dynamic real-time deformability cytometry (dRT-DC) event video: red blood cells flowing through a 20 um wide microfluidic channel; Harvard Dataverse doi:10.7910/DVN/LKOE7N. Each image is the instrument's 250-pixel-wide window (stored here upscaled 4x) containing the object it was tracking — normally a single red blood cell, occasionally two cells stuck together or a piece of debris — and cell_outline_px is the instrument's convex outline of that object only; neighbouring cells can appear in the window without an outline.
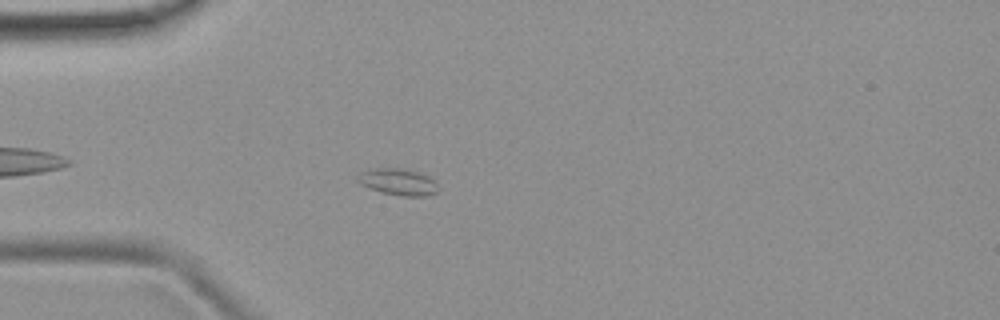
{"species": "common noctule bat (a hibernating species)", "species_latin": "Nyctalus noctula", "temperature_condition": "room temperature", "stored_images_in_passage": 43, "camera_frame_rate_fps": 3000, "um_per_image_px": 0.085, "animal": {"sex": "female", "body_mass_g": 19.9}, "frame": {"image": 1, "passage_image": 6, "time_ms": 1.667, "image_size_px": [1000, 320], "cell_outline_px": [[440, 188], [436, 192], [424, 196], [400, 196], [380, 192], [360, 184], [356, 180], [360, 172], [376, 168], [404, 168], [428, 176], [436, 180]], "centroid_in_image_um": [33.86, 15.46], "position_along_channel_um": 51.1, "area_um2": 12.6}}
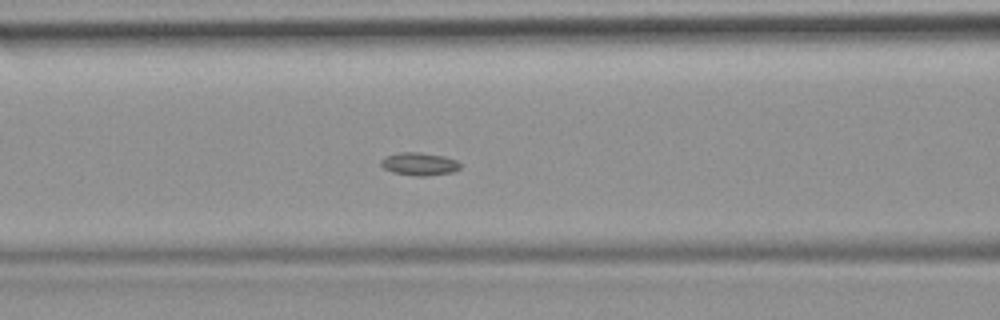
{"frame": {"image": 2, "passage_image": 13, "time_ms": 4.0, "image_size_px": [1000, 320], "cell_outline_px": [[460, 168], [452, 172], [424, 176], [416, 176], [392, 172], [384, 168], [380, 164], [380, 160], [384, 156], [400, 152], [420, 152], [444, 156], [456, 160], [460, 164]], "centroid_in_image_um": [35.61, 13.93], "position_along_channel_um": 131.0, "area_um2": 10.58}}
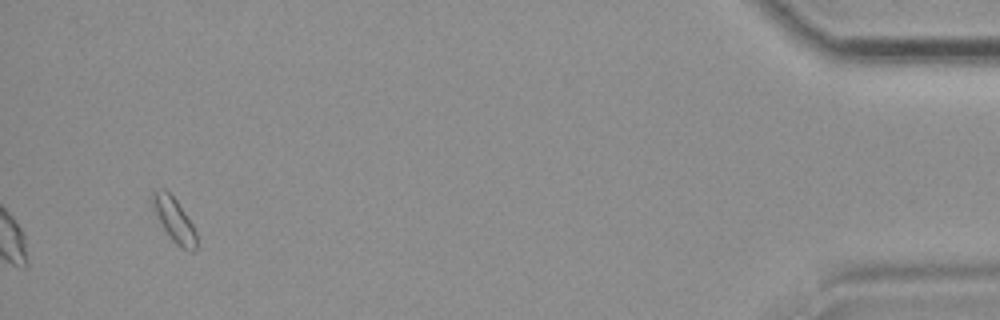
{"frame": {"image": 3, "passage_image": 41, "time_ms": 13.333, "image_size_px": [1000, 320], "cell_outline_px": [[196, 248], [192, 252], [180, 248], [172, 240], [164, 228], [148, 196], [156, 188], [164, 188], [176, 200], [192, 224], [196, 232]], "centroid_in_image_um": [14.78, 18.65], "position_along_channel_um": 420.4, "area_um2": 11.16}}